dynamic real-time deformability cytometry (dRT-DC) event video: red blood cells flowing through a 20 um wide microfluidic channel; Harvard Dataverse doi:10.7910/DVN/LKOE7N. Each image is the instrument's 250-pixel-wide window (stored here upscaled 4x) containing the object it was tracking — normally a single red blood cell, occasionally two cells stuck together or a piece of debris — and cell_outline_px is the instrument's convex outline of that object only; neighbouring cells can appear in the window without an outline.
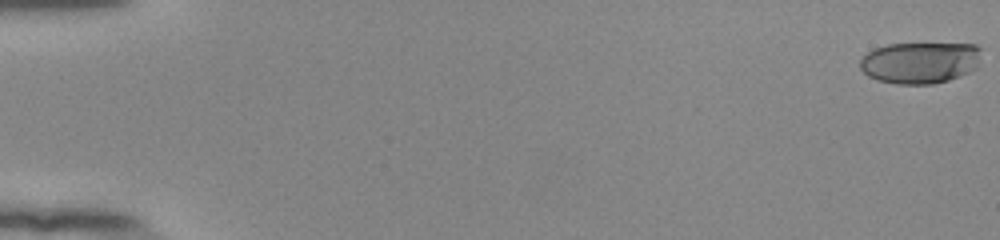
{"species": "human", "species_latin": "Homo sapiens", "temperature_condition": "room temperature", "stored_images_in_passage": 55, "camera_frame_rate_fps": 3000, "um_per_image_px": 0.085, "donor": {"sex": "female"}, "frame": {"image": 1, "passage_image": 1, "time_ms": 0.0, "image_size_px": [1000, 240], "cell_outline_px": [[984, 48], [980, 60], [976, 68], [960, 76], [948, 80], [932, 84], [896, 84], [876, 80], [868, 76], [860, 68], [860, 60], [868, 52], [876, 48], [888, 44], [976, 44]], "centroid_in_image_um": [78.24, 5.32], "position_along_channel_um": 6.8, "area_um2": 29.59}}
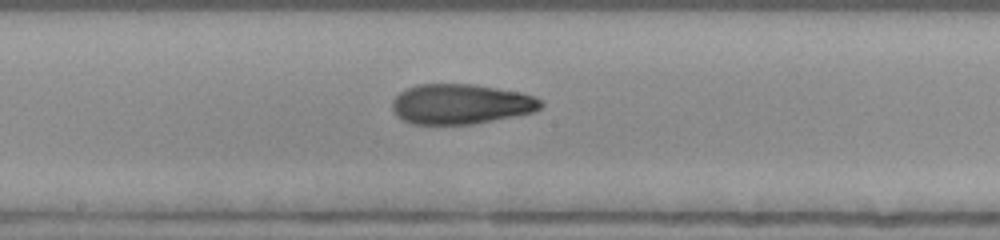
{"frame": {"image": 2, "passage_image": 31, "time_ms": 10.0, "image_size_px": [1000, 240], "cell_outline_px": [[544, 104], [540, 108], [532, 112], [472, 124], [412, 124], [396, 116], [392, 108], [392, 100], [400, 92], [408, 88], [420, 84], [472, 84], [520, 92], [532, 96], [540, 100]], "centroid_in_image_um": [39.13, 8.84], "position_along_channel_um": 209.1, "area_um2": 34.39}}
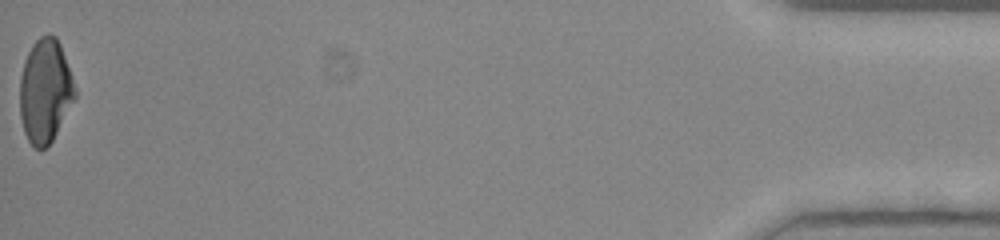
{"frame": {"image": 3, "passage_image": 55, "time_ms": 18.0, "image_size_px": [1000, 240], "cell_outline_px": [[76, 96], [52, 140], [44, 148], [36, 148], [28, 140], [24, 132], [20, 116], [20, 76], [24, 60], [32, 44], [40, 36], [48, 32], [56, 36], [60, 44], [72, 76], [76, 88]], "centroid_in_image_um": [3.83, 7.68], "position_along_channel_um": 431.4, "area_um2": 33.23}, "authors_computed_cell_mechanics": {"area_um2": 34.0442, "velocity_mm_per_s": 3.9163, "shape_relaxation_time_tau1_ms": 6.5277, "shape_relaxation_time_tau2_ms": 1.8365, "deformation_change_tau1": 0.2331, "deformation_change_tau2": 0.0893}}